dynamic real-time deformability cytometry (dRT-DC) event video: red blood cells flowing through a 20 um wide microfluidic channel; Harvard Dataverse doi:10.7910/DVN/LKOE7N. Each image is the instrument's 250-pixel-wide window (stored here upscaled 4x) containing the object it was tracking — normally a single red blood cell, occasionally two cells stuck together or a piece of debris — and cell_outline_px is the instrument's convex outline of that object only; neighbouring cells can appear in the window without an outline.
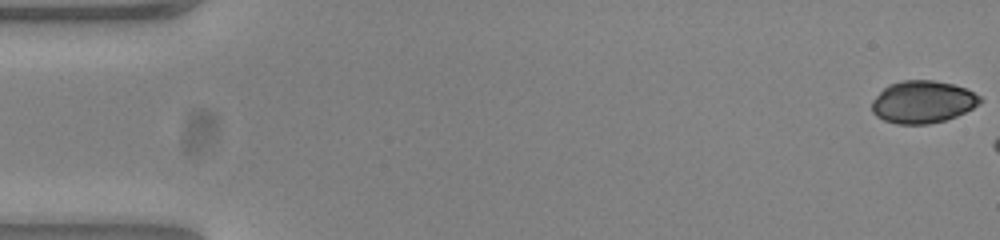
{"species": "common noctule bat (a hibernating species)", "species_latin": "Nyctalus noctula", "temperature_condition": "warm", "stored_images_in_passage": 7, "camera_frame_rate_fps": 3000, "um_per_image_px": 0.085, "animal": {"sex": "female", "body_mass_g": 23.0, "forearm_length_mm": 53.4}, "frame": {"image": 1, "passage_image": 1, "time_ms": 0.0, "image_size_px": [1000, 240], "cell_outline_px": [[984, 100], [980, 104], [956, 116], [944, 120], [928, 124], [896, 124], [884, 120], [876, 116], [872, 112], [872, 100], [888, 84], [900, 80], [932, 80], [952, 84], [968, 88], [980, 96]], "centroid_in_image_um": [78.44, 8.65], "position_along_channel_um": 6.6, "area_um2": 26.88}}